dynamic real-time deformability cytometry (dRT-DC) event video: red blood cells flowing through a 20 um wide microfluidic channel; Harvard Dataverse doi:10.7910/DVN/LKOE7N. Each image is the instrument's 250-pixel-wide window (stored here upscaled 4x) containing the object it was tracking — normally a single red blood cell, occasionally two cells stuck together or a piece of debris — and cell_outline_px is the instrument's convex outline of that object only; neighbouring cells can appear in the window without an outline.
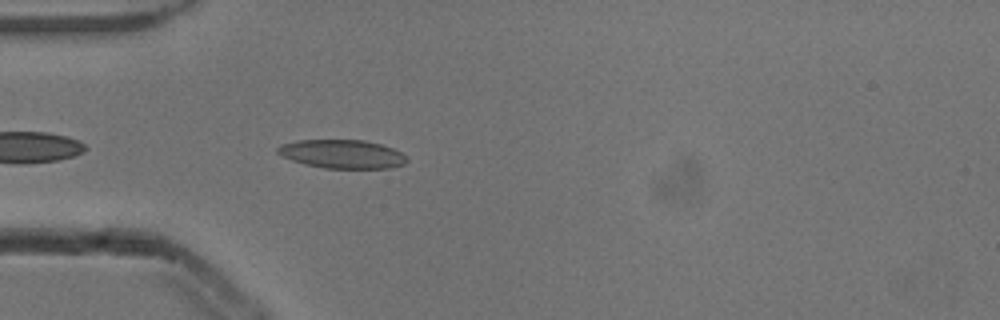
{"species": "common noctule bat (a hibernating species)", "species_latin": "Nyctalus noctula", "temperature_condition": "cold", "stored_images_in_passage": 39, "camera_frame_rate_fps": 3000, "um_per_image_px": 0.085, "animal": {"sex": "male", "body_mass_g": 13.3}, "frame": {"image": 1, "passage_image": 3, "time_ms": 0.667, "image_size_px": [1000, 320], "cell_outline_px": [[408, 160], [404, 164], [388, 168], [324, 168], [304, 164], [280, 156], [276, 152], [276, 148], [280, 144], [300, 140], [364, 140], [380, 144], [392, 148], [400, 152]], "centroid_in_image_um": [29.03, 13.09], "position_along_channel_um": 56.0, "area_um2": 21.5}}
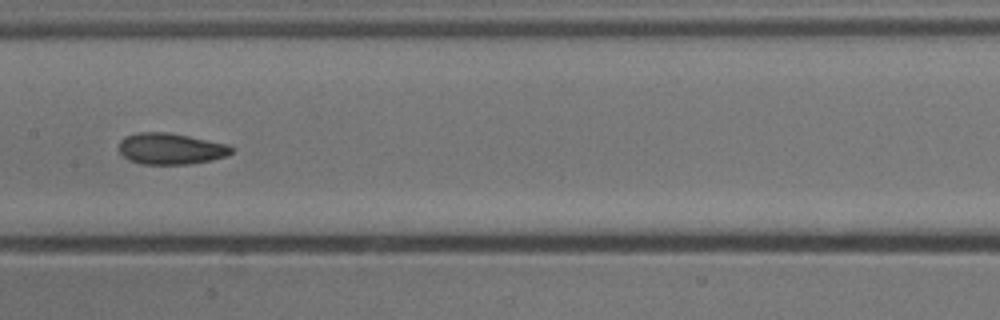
{"frame": {"image": 2, "passage_image": 14, "time_ms": 4.333, "image_size_px": [1000, 320], "cell_outline_px": [[232, 152], [224, 156], [212, 160], [188, 164], [140, 164], [128, 160], [120, 152], [120, 140], [124, 136], [140, 132], [168, 132], [228, 144], [232, 148]], "centroid_in_image_um": [14.48, 12.64], "position_along_channel_um": 192.9, "area_um2": 20.4}}
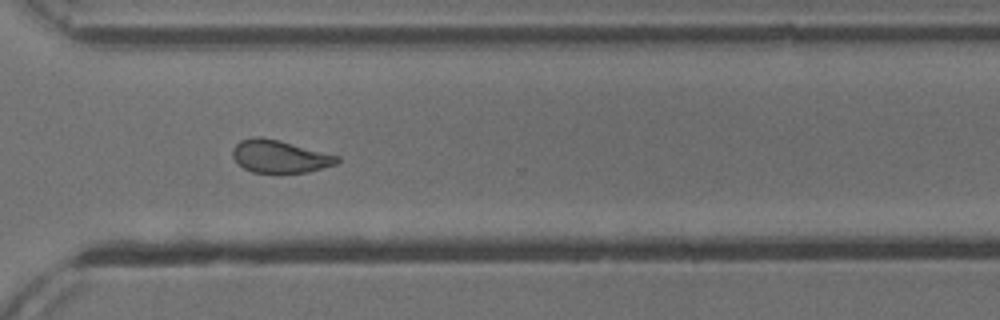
{"frame": {"image": 3, "passage_image": 26, "time_ms": 8.333, "image_size_px": [1000, 320], "cell_outline_px": [[340, 160], [336, 164], [308, 172], [252, 172], [244, 168], [232, 156], [232, 148], [240, 140], [252, 136], [260, 136], [280, 140], [340, 156]], "centroid_in_image_um": [23.77, 13.27], "position_along_channel_um": 346.8, "area_um2": 19.88}, "authors_computed_cell_mechanics": {"area_um2": 20.4034, "velocity_mm_per_s": 3.8716, "shape_relaxation_time_tau1_ms": 5.9896, "shape_relaxation_time_tau2_ms": 2.2909, "deformation_change_tau1": 0.1313, "deformation_change_tau2": 0.0844}}